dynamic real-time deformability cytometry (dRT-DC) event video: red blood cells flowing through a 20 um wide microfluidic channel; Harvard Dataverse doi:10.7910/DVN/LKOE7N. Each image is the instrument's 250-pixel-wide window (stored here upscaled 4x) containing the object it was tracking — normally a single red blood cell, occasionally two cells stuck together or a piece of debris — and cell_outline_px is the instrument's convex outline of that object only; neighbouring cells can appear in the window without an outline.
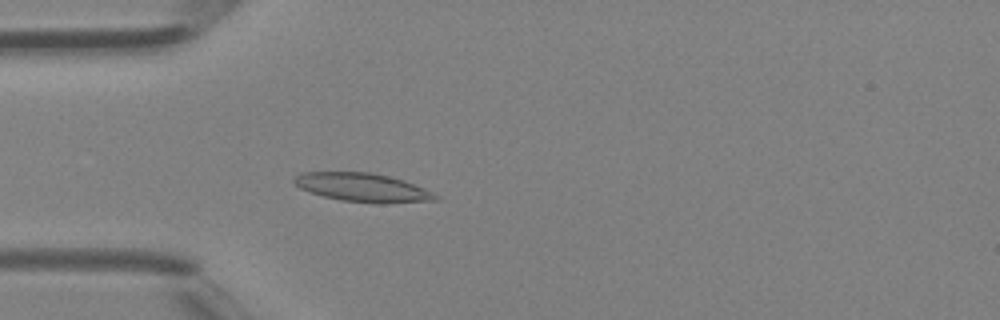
{"species": "Egyptian fruit bat (a non-hibernating species)", "species_latin": "Rousettus aegyptiacus", "temperature_condition": "room temperature", "stored_images_in_passage": 35, "camera_frame_rate_fps": 3000, "um_per_image_px": 0.085, "animal": {"sex": "female"}, "frame": {"image": 1, "passage_image": 5, "time_ms": 1.333, "image_size_px": [1000, 320], "cell_outline_px": [[440, 200], [384, 204], [376, 204], [340, 200], [324, 196], [300, 188], [292, 180], [296, 176], [304, 172], [372, 172], [404, 180], [424, 188], [440, 196]], "centroid_in_image_um": [30.89, 15.95], "position_along_channel_um": 54.1, "area_um2": 23.7}}
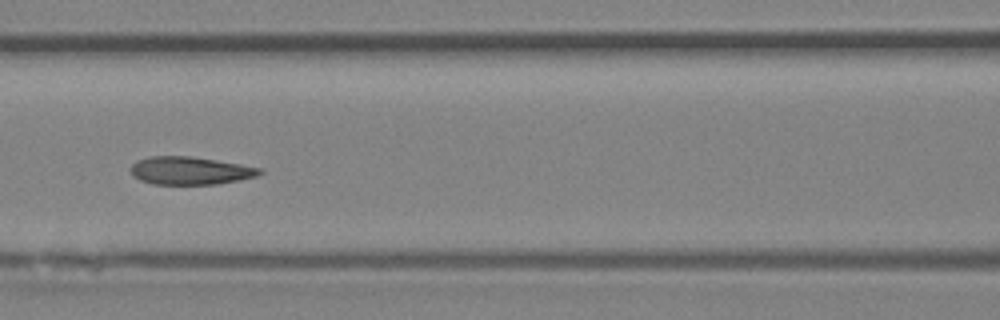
{"frame": {"image": 2, "passage_image": 12, "time_ms": 3.667, "image_size_px": [1000, 320], "cell_outline_px": [[264, 172], [256, 176], [240, 180], [216, 184], [152, 184], [140, 180], [132, 176], [128, 168], [136, 160], [152, 156], [188, 156], [216, 160], [240, 164], [260, 168]], "centroid_in_image_um": [16.11, 14.51], "position_along_channel_um": 150.5, "area_um2": 21.04}}
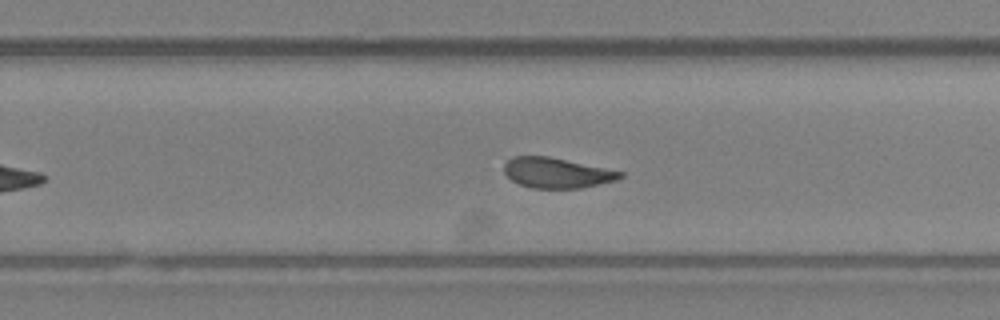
{"frame": {"image": 3, "passage_image": 21, "time_ms": 6.667, "image_size_px": [1000, 320], "cell_outline_px": [[624, 176], [616, 180], [580, 188], [532, 188], [520, 184], [512, 180], [504, 172], [504, 164], [512, 156], [548, 156], [624, 172]], "centroid_in_image_um": [47.31, 14.69], "position_along_channel_um": 282.5, "area_um2": 20.29}, "authors_computed_cell_mechanics": {"area_um2": 22.1374, "velocity_mm_per_s": 4.4351, "shape_relaxation_time_tau1_ms": 6.0278, "shape_relaxation_time_tau2_ms": 1.7848, "deformation_change_tau1": 0.1415, "deformation_change_tau2": 0.0762}}